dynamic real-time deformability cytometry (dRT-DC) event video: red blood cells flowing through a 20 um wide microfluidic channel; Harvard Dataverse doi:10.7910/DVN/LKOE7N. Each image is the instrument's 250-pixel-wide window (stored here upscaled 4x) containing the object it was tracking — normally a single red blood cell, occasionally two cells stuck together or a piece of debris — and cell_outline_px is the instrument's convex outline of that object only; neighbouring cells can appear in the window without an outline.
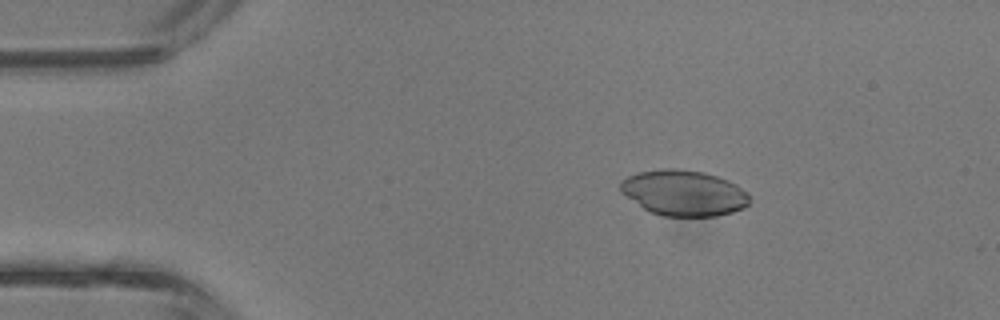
{"species": "common noctule bat (a hibernating species)", "species_latin": "Nyctalus noctula", "temperature_condition": "room temperature", "stored_images_in_passage": 3, "camera_frame_rate_fps": 3000, "um_per_image_px": 0.085, "animal": {"sex": "male", "body_mass_g": 13.3}, "frame": {"image": 1, "passage_image": 2, "time_ms": 0.333, "image_size_px": [1000, 320], "cell_outline_px": [[748, 204], [744, 208], [732, 212], [716, 216], [664, 216], [652, 212], [644, 208], [620, 192], [620, 180], [636, 172], [664, 168], [676, 168], [704, 172], [728, 180], [736, 184], [748, 192]], "centroid_in_image_um": [58.11, 16.38], "position_along_channel_um": 26.9, "area_um2": 34.39}}